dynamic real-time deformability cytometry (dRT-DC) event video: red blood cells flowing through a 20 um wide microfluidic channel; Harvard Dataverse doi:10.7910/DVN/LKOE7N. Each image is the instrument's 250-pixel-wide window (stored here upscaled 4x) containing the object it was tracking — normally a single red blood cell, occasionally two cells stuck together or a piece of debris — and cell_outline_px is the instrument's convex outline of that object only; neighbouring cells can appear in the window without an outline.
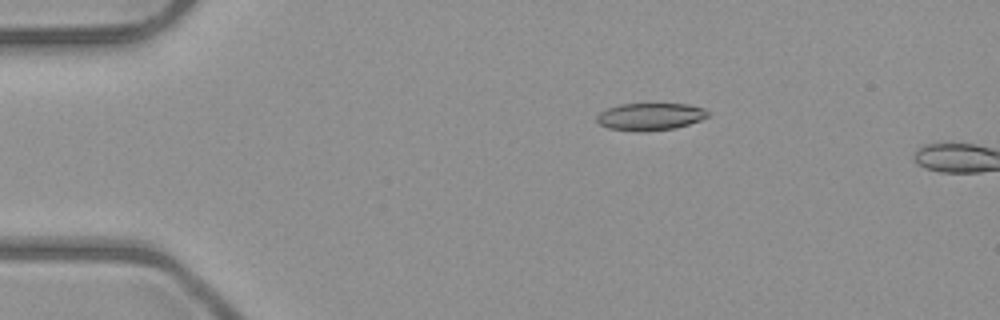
{"species": "common noctule bat (a hibernating species)", "species_latin": "Nyctalus noctula", "temperature_condition": "room temperature", "stored_images_in_passage": 2, "camera_frame_rate_fps": 3000, "um_per_image_px": 0.085, "animal": {"sex": "male", "body_mass_g": 23.1, "forearm_length_mm": 52.7}, "frame": {"image": 1, "passage_image": 1, "time_ms": 0.0, "image_size_px": [1000, 320], "cell_outline_px": [[708, 116], [700, 120], [676, 128], [644, 132], [636, 132], [608, 128], [600, 124], [596, 120], [596, 116], [600, 112], [608, 108], [620, 104], [688, 104], [704, 108], [708, 112]], "centroid_in_image_um": [55.25, 9.92], "position_along_channel_um": 29.7, "area_um2": 17.74}}